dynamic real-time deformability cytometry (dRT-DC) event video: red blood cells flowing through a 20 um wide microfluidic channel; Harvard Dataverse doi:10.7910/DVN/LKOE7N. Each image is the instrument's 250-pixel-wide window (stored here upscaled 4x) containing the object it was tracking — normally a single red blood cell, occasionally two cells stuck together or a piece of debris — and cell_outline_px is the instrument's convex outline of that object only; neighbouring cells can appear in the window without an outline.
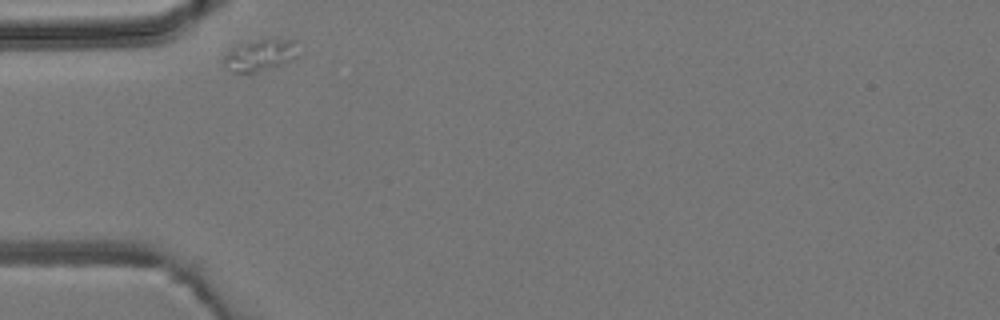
{"species": "common noctule bat (a hibernating species)", "species_latin": "Nyctalus noctula", "temperature_condition": "room temperature", "stored_images_in_passage": 3, "camera_frame_rate_fps": 3000, "um_per_image_px": 0.085, "animal": {"sex": "male", "body_mass_g": 19.2, "forearm_length_mm": 51.8}, "frame": {"image": 1, "passage_image": 1, "time_ms": 0.0, "image_size_px": [1000, 320], "cell_outline_px": [[296, 56], [280, 64], [248, 76], [232, 72], [224, 64], [224, 56], [232, 48], [240, 44], [260, 40], [296, 40]], "centroid_in_image_um": [22.03, 4.74], "position_along_channel_um": 63.0, "area_um2": 13.47}}